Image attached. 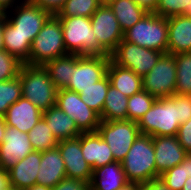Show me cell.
<instances>
[{
	"instance_id": "cell-1",
	"label": "cell",
	"mask_w": 191,
	"mask_h": 190,
	"mask_svg": "<svg viewBox=\"0 0 191 190\" xmlns=\"http://www.w3.org/2000/svg\"><path fill=\"white\" fill-rule=\"evenodd\" d=\"M61 22L65 49L68 54L110 55L98 42L91 20L84 16L58 17Z\"/></svg>"
},
{
	"instance_id": "cell-2",
	"label": "cell",
	"mask_w": 191,
	"mask_h": 190,
	"mask_svg": "<svg viewBox=\"0 0 191 190\" xmlns=\"http://www.w3.org/2000/svg\"><path fill=\"white\" fill-rule=\"evenodd\" d=\"M19 77L22 96L42 112L56 105L58 89L54 86L44 66L23 64Z\"/></svg>"
},
{
	"instance_id": "cell-3",
	"label": "cell",
	"mask_w": 191,
	"mask_h": 190,
	"mask_svg": "<svg viewBox=\"0 0 191 190\" xmlns=\"http://www.w3.org/2000/svg\"><path fill=\"white\" fill-rule=\"evenodd\" d=\"M121 163L128 181L143 184L156 179L153 137L140 134Z\"/></svg>"
},
{
	"instance_id": "cell-4",
	"label": "cell",
	"mask_w": 191,
	"mask_h": 190,
	"mask_svg": "<svg viewBox=\"0 0 191 190\" xmlns=\"http://www.w3.org/2000/svg\"><path fill=\"white\" fill-rule=\"evenodd\" d=\"M61 22L51 15L32 41L28 65H41L67 55Z\"/></svg>"
},
{
	"instance_id": "cell-5",
	"label": "cell",
	"mask_w": 191,
	"mask_h": 190,
	"mask_svg": "<svg viewBox=\"0 0 191 190\" xmlns=\"http://www.w3.org/2000/svg\"><path fill=\"white\" fill-rule=\"evenodd\" d=\"M123 39L138 46L167 53L168 19L148 12L124 32Z\"/></svg>"
},
{
	"instance_id": "cell-6",
	"label": "cell",
	"mask_w": 191,
	"mask_h": 190,
	"mask_svg": "<svg viewBox=\"0 0 191 190\" xmlns=\"http://www.w3.org/2000/svg\"><path fill=\"white\" fill-rule=\"evenodd\" d=\"M177 118V106L168 97L157 98L137 124L140 134L176 136L180 126Z\"/></svg>"
},
{
	"instance_id": "cell-7",
	"label": "cell",
	"mask_w": 191,
	"mask_h": 190,
	"mask_svg": "<svg viewBox=\"0 0 191 190\" xmlns=\"http://www.w3.org/2000/svg\"><path fill=\"white\" fill-rule=\"evenodd\" d=\"M164 54L161 51L144 48L123 39L109 56L114 64L131 69L143 78Z\"/></svg>"
},
{
	"instance_id": "cell-8",
	"label": "cell",
	"mask_w": 191,
	"mask_h": 190,
	"mask_svg": "<svg viewBox=\"0 0 191 190\" xmlns=\"http://www.w3.org/2000/svg\"><path fill=\"white\" fill-rule=\"evenodd\" d=\"M97 132L108 144L116 162H122L140 135L137 122L131 120L101 121Z\"/></svg>"
},
{
	"instance_id": "cell-9",
	"label": "cell",
	"mask_w": 191,
	"mask_h": 190,
	"mask_svg": "<svg viewBox=\"0 0 191 190\" xmlns=\"http://www.w3.org/2000/svg\"><path fill=\"white\" fill-rule=\"evenodd\" d=\"M143 90L156 98L175 94L176 62L172 54H164L156 65L142 78Z\"/></svg>"
},
{
	"instance_id": "cell-10",
	"label": "cell",
	"mask_w": 191,
	"mask_h": 190,
	"mask_svg": "<svg viewBox=\"0 0 191 190\" xmlns=\"http://www.w3.org/2000/svg\"><path fill=\"white\" fill-rule=\"evenodd\" d=\"M56 105L76 123L82 133L97 132L101 123L100 115L89 108L77 92L59 89Z\"/></svg>"
},
{
	"instance_id": "cell-11",
	"label": "cell",
	"mask_w": 191,
	"mask_h": 190,
	"mask_svg": "<svg viewBox=\"0 0 191 190\" xmlns=\"http://www.w3.org/2000/svg\"><path fill=\"white\" fill-rule=\"evenodd\" d=\"M109 55H78V61L72 66V74L67 90L80 94L107 74Z\"/></svg>"
},
{
	"instance_id": "cell-12",
	"label": "cell",
	"mask_w": 191,
	"mask_h": 190,
	"mask_svg": "<svg viewBox=\"0 0 191 190\" xmlns=\"http://www.w3.org/2000/svg\"><path fill=\"white\" fill-rule=\"evenodd\" d=\"M50 16L48 11L42 10L29 0H23L6 11L5 19L32 42Z\"/></svg>"
},
{
	"instance_id": "cell-13",
	"label": "cell",
	"mask_w": 191,
	"mask_h": 190,
	"mask_svg": "<svg viewBox=\"0 0 191 190\" xmlns=\"http://www.w3.org/2000/svg\"><path fill=\"white\" fill-rule=\"evenodd\" d=\"M90 20L97 42L110 54L124 36L116 16L108 4H101Z\"/></svg>"
},
{
	"instance_id": "cell-14",
	"label": "cell",
	"mask_w": 191,
	"mask_h": 190,
	"mask_svg": "<svg viewBox=\"0 0 191 190\" xmlns=\"http://www.w3.org/2000/svg\"><path fill=\"white\" fill-rule=\"evenodd\" d=\"M57 147L64 160L66 177L91 182L93 170L81 151V134L72 139L58 141Z\"/></svg>"
},
{
	"instance_id": "cell-15",
	"label": "cell",
	"mask_w": 191,
	"mask_h": 190,
	"mask_svg": "<svg viewBox=\"0 0 191 190\" xmlns=\"http://www.w3.org/2000/svg\"><path fill=\"white\" fill-rule=\"evenodd\" d=\"M33 151L28 133L7 126L3 142L0 144V166L8 171Z\"/></svg>"
},
{
	"instance_id": "cell-16",
	"label": "cell",
	"mask_w": 191,
	"mask_h": 190,
	"mask_svg": "<svg viewBox=\"0 0 191 190\" xmlns=\"http://www.w3.org/2000/svg\"><path fill=\"white\" fill-rule=\"evenodd\" d=\"M153 146L156 163V179L166 170L180 164L188 154L177 136H155Z\"/></svg>"
},
{
	"instance_id": "cell-17",
	"label": "cell",
	"mask_w": 191,
	"mask_h": 190,
	"mask_svg": "<svg viewBox=\"0 0 191 190\" xmlns=\"http://www.w3.org/2000/svg\"><path fill=\"white\" fill-rule=\"evenodd\" d=\"M42 114L37 106L22 96L7 109L4 117L7 126L28 133L42 118Z\"/></svg>"
},
{
	"instance_id": "cell-18",
	"label": "cell",
	"mask_w": 191,
	"mask_h": 190,
	"mask_svg": "<svg viewBox=\"0 0 191 190\" xmlns=\"http://www.w3.org/2000/svg\"><path fill=\"white\" fill-rule=\"evenodd\" d=\"M81 151L92 170L115 162L112 151L98 132L81 133Z\"/></svg>"
},
{
	"instance_id": "cell-19",
	"label": "cell",
	"mask_w": 191,
	"mask_h": 190,
	"mask_svg": "<svg viewBox=\"0 0 191 190\" xmlns=\"http://www.w3.org/2000/svg\"><path fill=\"white\" fill-rule=\"evenodd\" d=\"M39 166L36 184L54 188L61 180L66 178L64 160L57 146L41 152Z\"/></svg>"
},
{
	"instance_id": "cell-20",
	"label": "cell",
	"mask_w": 191,
	"mask_h": 190,
	"mask_svg": "<svg viewBox=\"0 0 191 190\" xmlns=\"http://www.w3.org/2000/svg\"><path fill=\"white\" fill-rule=\"evenodd\" d=\"M167 54L191 52V17L175 15L168 17Z\"/></svg>"
},
{
	"instance_id": "cell-21",
	"label": "cell",
	"mask_w": 191,
	"mask_h": 190,
	"mask_svg": "<svg viewBox=\"0 0 191 190\" xmlns=\"http://www.w3.org/2000/svg\"><path fill=\"white\" fill-rule=\"evenodd\" d=\"M41 152L33 151L8 170L13 190H24L36 184Z\"/></svg>"
},
{
	"instance_id": "cell-22",
	"label": "cell",
	"mask_w": 191,
	"mask_h": 190,
	"mask_svg": "<svg viewBox=\"0 0 191 190\" xmlns=\"http://www.w3.org/2000/svg\"><path fill=\"white\" fill-rule=\"evenodd\" d=\"M121 162H113L93 170L90 190H119L127 182Z\"/></svg>"
},
{
	"instance_id": "cell-23",
	"label": "cell",
	"mask_w": 191,
	"mask_h": 190,
	"mask_svg": "<svg viewBox=\"0 0 191 190\" xmlns=\"http://www.w3.org/2000/svg\"><path fill=\"white\" fill-rule=\"evenodd\" d=\"M42 118L58 141L76 138L82 133L76 123L57 105L44 111Z\"/></svg>"
},
{
	"instance_id": "cell-24",
	"label": "cell",
	"mask_w": 191,
	"mask_h": 190,
	"mask_svg": "<svg viewBox=\"0 0 191 190\" xmlns=\"http://www.w3.org/2000/svg\"><path fill=\"white\" fill-rule=\"evenodd\" d=\"M110 83L126 97H131L143 90L142 77L131 69L114 64L111 60L107 67Z\"/></svg>"
},
{
	"instance_id": "cell-25",
	"label": "cell",
	"mask_w": 191,
	"mask_h": 190,
	"mask_svg": "<svg viewBox=\"0 0 191 190\" xmlns=\"http://www.w3.org/2000/svg\"><path fill=\"white\" fill-rule=\"evenodd\" d=\"M3 42L4 50L24 64L28 63L32 42L21 35L5 18L3 19Z\"/></svg>"
},
{
	"instance_id": "cell-26",
	"label": "cell",
	"mask_w": 191,
	"mask_h": 190,
	"mask_svg": "<svg viewBox=\"0 0 191 190\" xmlns=\"http://www.w3.org/2000/svg\"><path fill=\"white\" fill-rule=\"evenodd\" d=\"M108 5L116 16L123 33L148 13L135 0H112Z\"/></svg>"
},
{
	"instance_id": "cell-27",
	"label": "cell",
	"mask_w": 191,
	"mask_h": 190,
	"mask_svg": "<svg viewBox=\"0 0 191 190\" xmlns=\"http://www.w3.org/2000/svg\"><path fill=\"white\" fill-rule=\"evenodd\" d=\"M78 61V55L67 54L46 62L43 66L47 70L54 86L59 89H66L69 86L72 74V66Z\"/></svg>"
},
{
	"instance_id": "cell-28",
	"label": "cell",
	"mask_w": 191,
	"mask_h": 190,
	"mask_svg": "<svg viewBox=\"0 0 191 190\" xmlns=\"http://www.w3.org/2000/svg\"><path fill=\"white\" fill-rule=\"evenodd\" d=\"M128 97L110 84L107 91L101 121L127 120Z\"/></svg>"
},
{
	"instance_id": "cell-29",
	"label": "cell",
	"mask_w": 191,
	"mask_h": 190,
	"mask_svg": "<svg viewBox=\"0 0 191 190\" xmlns=\"http://www.w3.org/2000/svg\"><path fill=\"white\" fill-rule=\"evenodd\" d=\"M110 79L106 74L102 79L92 84L89 88L82 90L80 97L89 108L102 114L105 97L110 86Z\"/></svg>"
},
{
	"instance_id": "cell-30",
	"label": "cell",
	"mask_w": 191,
	"mask_h": 190,
	"mask_svg": "<svg viewBox=\"0 0 191 190\" xmlns=\"http://www.w3.org/2000/svg\"><path fill=\"white\" fill-rule=\"evenodd\" d=\"M176 87L175 94L191 95V52L175 54Z\"/></svg>"
},
{
	"instance_id": "cell-31",
	"label": "cell",
	"mask_w": 191,
	"mask_h": 190,
	"mask_svg": "<svg viewBox=\"0 0 191 190\" xmlns=\"http://www.w3.org/2000/svg\"><path fill=\"white\" fill-rule=\"evenodd\" d=\"M28 136L34 151L43 152L58 145V140L43 118L28 132Z\"/></svg>"
},
{
	"instance_id": "cell-32",
	"label": "cell",
	"mask_w": 191,
	"mask_h": 190,
	"mask_svg": "<svg viewBox=\"0 0 191 190\" xmlns=\"http://www.w3.org/2000/svg\"><path fill=\"white\" fill-rule=\"evenodd\" d=\"M156 99L155 96L150 95L144 90L128 97L127 120L138 123L143 115L152 107Z\"/></svg>"
},
{
	"instance_id": "cell-33",
	"label": "cell",
	"mask_w": 191,
	"mask_h": 190,
	"mask_svg": "<svg viewBox=\"0 0 191 190\" xmlns=\"http://www.w3.org/2000/svg\"><path fill=\"white\" fill-rule=\"evenodd\" d=\"M98 0H67L57 17L84 16L90 18L99 8Z\"/></svg>"
},
{
	"instance_id": "cell-34",
	"label": "cell",
	"mask_w": 191,
	"mask_h": 190,
	"mask_svg": "<svg viewBox=\"0 0 191 190\" xmlns=\"http://www.w3.org/2000/svg\"><path fill=\"white\" fill-rule=\"evenodd\" d=\"M22 97L20 77L0 82V114L5 115L7 109Z\"/></svg>"
},
{
	"instance_id": "cell-35",
	"label": "cell",
	"mask_w": 191,
	"mask_h": 190,
	"mask_svg": "<svg viewBox=\"0 0 191 190\" xmlns=\"http://www.w3.org/2000/svg\"><path fill=\"white\" fill-rule=\"evenodd\" d=\"M23 64L6 50H0V82L18 77Z\"/></svg>"
},
{
	"instance_id": "cell-36",
	"label": "cell",
	"mask_w": 191,
	"mask_h": 190,
	"mask_svg": "<svg viewBox=\"0 0 191 190\" xmlns=\"http://www.w3.org/2000/svg\"><path fill=\"white\" fill-rule=\"evenodd\" d=\"M186 8H190V0H159L154 13L165 18L186 16Z\"/></svg>"
},
{
	"instance_id": "cell-37",
	"label": "cell",
	"mask_w": 191,
	"mask_h": 190,
	"mask_svg": "<svg viewBox=\"0 0 191 190\" xmlns=\"http://www.w3.org/2000/svg\"><path fill=\"white\" fill-rule=\"evenodd\" d=\"M159 178L170 190H182L185 181L188 179L185 167L180 163L162 173Z\"/></svg>"
},
{
	"instance_id": "cell-38",
	"label": "cell",
	"mask_w": 191,
	"mask_h": 190,
	"mask_svg": "<svg viewBox=\"0 0 191 190\" xmlns=\"http://www.w3.org/2000/svg\"><path fill=\"white\" fill-rule=\"evenodd\" d=\"M168 98L177 106L179 124L191 119V95L174 94Z\"/></svg>"
},
{
	"instance_id": "cell-39",
	"label": "cell",
	"mask_w": 191,
	"mask_h": 190,
	"mask_svg": "<svg viewBox=\"0 0 191 190\" xmlns=\"http://www.w3.org/2000/svg\"><path fill=\"white\" fill-rule=\"evenodd\" d=\"M52 190H90V183L80 179L64 178Z\"/></svg>"
},
{
	"instance_id": "cell-40",
	"label": "cell",
	"mask_w": 191,
	"mask_h": 190,
	"mask_svg": "<svg viewBox=\"0 0 191 190\" xmlns=\"http://www.w3.org/2000/svg\"><path fill=\"white\" fill-rule=\"evenodd\" d=\"M177 138L184 150L190 154L191 153V119L187 122L180 124Z\"/></svg>"
},
{
	"instance_id": "cell-41",
	"label": "cell",
	"mask_w": 191,
	"mask_h": 190,
	"mask_svg": "<svg viewBox=\"0 0 191 190\" xmlns=\"http://www.w3.org/2000/svg\"><path fill=\"white\" fill-rule=\"evenodd\" d=\"M32 4L48 11L51 15H57L67 0H29Z\"/></svg>"
},
{
	"instance_id": "cell-42",
	"label": "cell",
	"mask_w": 191,
	"mask_h": 190,
	"mask_svg": "<svg viewBox=\"0 0 191 190\" xmlns=\"http://www.w3.org/2000/svg\"><path fill=\"white\" fill-rule=\"evenodd\" d=\"M141 190H170V189L160 178H157L150 180L149 182L143 183Z\"/></svg>"
},
{
	"instance_id": "cell-43",
	"label": "cell",
	"mask_w": 191,
	"mask_h": 190,
	"mask_svg": "<svg viewBox=\"0 0 191 190\" xmlns=\"http://www.w3.org/2000/svg\"><path fill=\"white\" fill-rule=\"evenodd\" d=\"M0 190H13L9 172L0 166Z\"/></svg>"
},
{
	"instance_id": "cell-44",
	"label": "cell",
	"mask_w": 191,
	"mask_h": 190,
	"mask_svg": "<svg viewBox=\"0 0 191 190\" xmlns=\"http://www.w3.org/2000/svg\"><path fill=\"white\" fill-rule=\"evenodd\" d=\"M147 12H154L159 0H135Z\"/></svg>"
},
{
	"instance_id": "cell-45",
	"label": "cell",
	"mask_w": 191,
	"mask_h": 190,
	"mask_svg": "<svg viewBox=\"0 0 191 190\" xmlns=\"http://www.w3.org/2000/svg\"><path fill=\"white\" fill-rule=\"evenodd\" d=\"M142 183L135 181H127L119 190H141Z\"/></svg>"
},
{
	"instance_id": "cell-46",
	"label": "cell",
	"mask_w": 191,
	"mask_h": 190,
	"mask_svg": "<svg viewBox=\"0 0 191 190\" xmlns=\"http://www.w3.org/2000/svg\"><path fill=\"white\" fill-rule=\"evenodd\" d=\"M181 164L185 167L186 176L191 178V153L185 156Z\"/></svg>"
},
{
	"instance_id": "cell-47",
	"label": "cell",
	"mask_w": 191,
	"mask_h": 190,
	"mask_svg": "<svg viewBox=\"0 0 191 190\" xmlns=\"http://www.w3.org/2000/svg\"><path fill=\"white\" fill-rule=\"evenodd\" d=\"M23 0H0V5L4 8L5 11L12 9L14 6L19 4Z\"/></svg>"
},
{
	"instance_id": "cell-48",
	"label": "cell",
	"mask_w": 191,
	"mask_h": 190,
	"mask_svg": "<svg viewBox=\"0 0 191 190\" xmlns=\"http://www.w3.org/2000/svg\"><path fill=\"white\" fill-rule=\"evenodd\" d=\"M6 122L4 115L0 114V144L3 142V137L5 136L6 132Z\"/></svg>"
},
{
	"instance_id": "cell-49",
	"label": "cell",
	"mask_w": 191,
	"mask_h": 190,
	"mask_svg": "<svg viewBox=\"0 0 191 190\" xmlns=\"http://www.w3.org/2000/svg\"><path fill=\"white\" fill-rule=\"evenodd\" d=\"M24 190H52V188L44 185L35 184L32 187L26 188Z\"/></svg>"
},
{
	"instance_id": "cell-50",
	"label": "cell",
	"mask_w": 191,
	"mask_h": 190,
	"mask_svg": "<svg viewBox=\"0 0 191 190\" xmlns=\"http://www.w3.org/2000/svg\"><path fill=\"white\" fill-rule=\"evenodd\" d=\"M0 50H4V42H3V19H0Z\"/></svg>"
},
{
	"instance_id": "cell-51",
	"label": "cell",
	"mask_w": 191,
	"mask_h": 190,
	"mask_svg": "<svg viewBox=\"0 0 191 190\" xmlns=\"http://www.w3.org/2000/svg\"><path fill=\"white\" fill-rule=\"evenodd\" d=\"M182 190H191V178H188L185 181L184 187L182 188Z\"/></svg>"
},
{
	"instance_id": "cell-52",
	"label": "cell",
	"mask_w": 191,
	"mask_h": 190,
	"mask_svg": "<svg viewBox=\"0 0 191 190\" xmlns=\"http://www.w3.org/2000/svg\"><path fill=\"white\" fill-rule=\"evenodd\" d=\"M6 17V11L4 8L0 5V19H4Z\"/></svg>"
},
{
	"instance_id": "cell-53",
	"label": "cell",
	"mask_w": 191,
	"mask_h": 190,
	"mask_svg": "<svg viewBox=\"0 0 191 190\" xmlns=\"http://www.w3.org/2000/svg\"><path fill=\"white\" fill-rule=\"evenodd\" d=\"M191 15V0H190V8H186V16Z\"/></svg>"
},
{
	"instance_id": "cell-54",
	"label": "cell",
	"mask_w": 191,
	"mask_h": 190,
	"mask_svg": "<svg viewBox=\"0 0 191 190\" xmlns=\"http://www.w3.org/2000/svg\"><path fill=\"white\" fill-rule=\"evenodd\" d=\"M101 4H108L112 0H98Z\"/></svg>"
}]
</instances>
